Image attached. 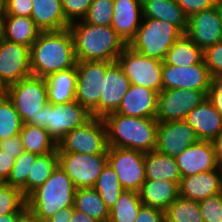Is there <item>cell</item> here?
<instances>
[{"label": "cell", "instance_id": "11", "mask_svg": "<svg viewBox=\"0 0 222 222\" xmlns=\"http://www.w3.org/2000/svg\"><path fill=\"white\" fill-rule=\"evenodd\" d=\"M58 164L70 177L76 189L94 187L107 164V154L58 152Z\"/></svg>", "mask_w": 222, "mask_h": 222}, {"label": "cell", "instance_id": "29", "mask_svg": "<svg viewBox=\"0 0 222 222\" xmlns=\"http://www.w3.org/2000/svg\"><path fill=\"white\" fill-rule=\"evenodd\" d=\"M146 179L169 180L180 184L181 173L174 157L157 150L144 153Z\"/></svg>", "mask_w": 222, "mask_h": 222}, {"label": "cell", "instance_id": "50", "mask_svg": "<svg viewBox=\"0 0 222 222\" xmlns=\"http://www.w3.org/2000/svg\"><path fill=\"white\" fill-rule=\"evenodd\" d=\"M74 209V206L61 209L57 211L53 217L49 218L45 222H70Z\"/></svg>", "mask_w": 222, "mask_h": 222}, {"label": "cell", "instance_id": "28", "mask_svg": "<svg viewBox=\"0 0 222 222\" xmlns=\"http://www.w3.org/2000/svg\"><path fill=\"white\" fill-rule=\"evenodd\" d=\"M41 30L30 17L5 16L0 35L2 38L27 47L36 41Z\"/></svg>", "mask_w": 222, "mask_h": 222}, {"label": "cell", "instance_id": "33", "mask_svg": "<svg viewBox=\"0 0 222 222\" xmlns=\"http://www.w3.org/2000/svg\"><path fill=\"white\" fill-rule=\"evenodd\" d=\"M142 205L137 192L124 190L109 209L108 222H134Z\"/></svg>", "mask_w": 222, "mask_h": 222}, {"label": "cell", "instance_id": "10", "mask_svg": "<svg viewBox=\"0 0 222 222\" xmlns=\"http://www.w3.org/2000/svg\"><path fill=\"white\" fill-rule=\"evenodd\" d=\"M117 62L131 84L144 86L157 93L162 91L163 61L142 55L127 45Z\"/></svg>", "mask_w": 222, "mask_h": 222}, {"label": "cell", "instance_id": "3", "mask_svg": "<svg viewBox=\"0 0 222 222\" xmlns=\"http://www.w3.org/2000/svg\"><path fill=\"white\" fill-rule=\"evenodd\" d=\"M108 147L148 153L156 150L158 121L111 112L103 117Z\"/></svg>", "mask_w": 222, "mask_h": 222}, {"label": "cell", "instance_id": "7", "mask_svg": "<svg viewBox=\"0 0 222 222\" xmlns=\"http://www.w3.org/2000/svg\"><path fill=\"white\" fill-rule=\"evenodd\" d=\"M3 92L12 101L23 123L37 126V115L48 103L45 78L31 75L9 85Z\"/></svg>", "mask_w": 222, "mask_h": 222}, {"label": "cell", "instance_id": "35", "mask_svg": "<svg viewBox=\"0 0 222 222\" xmlns=\"http://www.w3.org/2000/svg\"><path fill=\"white\" fill-rule=\"evenodd\" d=\"M93 188L98 192L109 209L112 208L119 199L120 194L124 191L116 172L108 162L97 178Z\"/></svg>", "mask_w": 222, "mask_h": 222}, {"label": "cell", "instance_id": "44", "mask_svg": "<svg viewBox=\"0 0 222 222\" xmlns=\"http://www.w3.org/2000/svg\"><path fill=\"white\" fill-rule=\"evenodd\" d=\"M177 3L188 18L195 13L217 6V0H177Z\"/></svg>", "mask_w": 222, "mask_h": 222}, {"label": "cell", "instance_id": "46", "mask_svg": "<svg viewBox=\"0 0 222 222\" xmlns=\"http://www.w3.org/2000/svg\"><path fill=\"white\" fill-rule=\"evenodd\" d=\"M207 100L222 116V77H211Z\"/></svg>", "mask_w": 222, "mask_h": 222}, {"label": "cell", "instance_id": "6", "mask_svg": "<svg viewBox=\"0 0 222 222\" xmlns=\"http://www.w3.org/2000/svg\"><path fill=\"white\" fill-rule=\"evenodd\" d=\"M91 118V113L77 101L47 103L37 115V126L44 127L58 144L68 132L83 126Z\"/></svg>", "mask_w": 222, "mask_h": 222}, {"label": "cell", "instance_id": "17", "mask_svg": "<svg viewBox=\"0 0 222 222\" xmlns=\"http://www.w3.org/2000/svg\"><path fill=\"white\" fill-rule=\"evenodd\" d=\"M197 141L195 130L184 120L158 122L156 150L162 154L175 158Z\"/></svg>", "mask_w": 222, "mask_h": 222}, {"label": "cell", "instance_id": "48", "mask_svg": "<svg viewBox=\"0 0 222 222\" xmlns=\"http://www.w3.org/2000/svg\"><path fill=\"white\" fill-rule=\"evenodd\" d=\"M0 150L17 159L24 151L20 135L0 141Z\"/></svg>", "mask_w": 222, "mask_h": 222}, {"label": "cell", "instance_id": "38", "mask_svg": "<svg viewBox=\"0 0 222 222\" xmlns=\"http://www.w3.org/2000/svg\"><path fill=\"white\" fill-rule=\"evenodd\" d=\"M37 154L23 151L22 154L15 159L8 180L5 182L10 186L19 188L22 194L27 197V178L32 169V160H36Z\"/></svg>", "mask_w": 222, "mask_h": 222}, {"label": "cell", "instance_id": "14", "mask_svg": "<svg viewBox=\"0 0 222 222\" xmlns=\"http://www.w3.org/2000/svg\"><path fill=\"white\" fill-rule=\"evenodd\" d=\"M31 76L30 48L0 38V91Z\"/></svg>", "mask_w": 222, "mask_h": 222}, {"label": "cell", "instance_id": "32", "mask_svg": "<svg viewBox=\"0 0 222 222\" xmlns=\"http://www.w3.org/2000/svg\"><path fill=\"white\" fill-rule=\"evenodd\" d=\"M74 208L98 222L109 221V208L93 187L76 189Z\"/></svg>", "mask_w": 222, "mask_h": 222}, {"label": "cell", "instance_id": "13", "mask_svg": "<svg viewBox=\"0 0 222 222\" xmlns=\"http://www.w3.org/2000/svg\"><path fill=\"white\" fill-rule=\"evenodd\" d=\"M207 92L179 88L162 90L158 94L155 119L158 122L184 120L193 108L207 99Z\"/></svg>", "mask_w": 222, "mask_h": 222}, {"label": "cell", "instance_id": "25", "mask_svg": "<svg viewBox=\"0 0 222 222\" xmlns=\"http://www.w3.org/2000/svg\"><path fill=\"white\" fill-rule=\"evenodd\" d=\"M31 19L41 31H58L68 29L61 0H32Z\"/></svg>", "mask_w": 222, "mask_h": 222}, {"label": "cell", "instance_id": "5", "mask_svg": "<svg viewBox=\"0 0 222 222\" xmlns=\"http://www.w3.org/2000/svg\"><path fill=\"white\" fill-rule=\"evenodd\" d=\"M134 38L128 46L149 58L163 61L167 51L183 34L176 26L153 18H142Z\"/></svg>", "mask_w": 222, "mask_h": 222}, {"label": "cell", "instance_id": "21", "mask_svg": "<svg viewBox=\"0 0 222 222\" xmlns=\"http://www.w3.org/2000/svg\"><path fill=\"white\" fill-rule=\"evenodd\" d=\"M158 94L144 86L131 84L115 113L140 118H155Z\"/></svg>", "mask_w": 222, "mask_h": 222}, {"label": "cell", "instance_id": "26", "mask_svg": "<svg viewBox=\"0 0 222 222\" xmlns=\"http://www.w3.org/2000/svg\"><path fill=\"white\" fill-rule=\"evenodd\" d=\"M45 80L48 103L64 104L76 101V67L52 73Z\"/></svg>", "mask_w": 222, "mask_h": 222}, {"label": "cell", "instance_id": "4", "mask_svg": "<svg viewBox=\"0 0 222 222\" xmlns=\"http://www.w3.org/2000/svg\"><path fill=\"white\" fill-rule=\"evenodd\" d=\"M76 188L58 164L51 176L26 197V206L39 222H45L61 209L74 206Z\"/></svg>", "mask_w": 222, "mask_h": 222}, {"label": "cell", "instance_id": "37", "mask_svg": "<svg viewBox=\"0 0 222 222\" xmlns=\"http://www.w3.org/2000/svg\"><path fill=\"white\" fill-rule=\"evenodd\" d=\"M166 222H204L198 201L179 196L165 211Z\"/></svg>", "mask_w": 222, "mask_h": 222}, {"label": "cell", "instance_id": "49", "mask_svg": "<svg viewBox=\"0 0 222 222\" xmlns=\"http://www.w3.org/2000/svg\"><path fill=\"white\" fill-rule=\"evenodd\" d=\"M14 164L15 158L0 150V183H5L8 180Z\"/></svg>", "mask_w": 222, "mask_h": 222}, {"label": "cell", "instance_id": "40", "mask_svg": "<svg viewBox=\"0 0 222 222\" xmlns=\"http://www.w3.org/2000/svg\"><path fill=\"white\" fill-rule=\"evenodd\" d=\"M113 13V0H93L83 20L92 25L111 27Z\"/></svg>", "mask_w": 222, "mask_h": 222}, {"label": "cell", "instance_id": "20", "mask_svg": "<svg viewBox=\"0 0 222 222\" xmlns=\"http://www.w3.org/2000/svg\"><path fill=\"white\" fill-rule=\"evenodd\" d=\"M221 192L222 171L218 168L181 177L179 184V196L198 202Z\"/></svg>", "mask_w": 222, "mask_h": 222}, {"label": "cell", "instance_id": "8", "mask_svg": "<svg viewBox=\"0 0 222 222\" xmlns=\"http://www.w3.org/2000/svg\"><path fill=\"white\" fill-rule=\"evenodd\" d=\"M114 62H77L76 101L85 107L92 117L99 118V100L103 94V76Z\"/></svg>", "mask_w": 222, "mask_h": 222}, {"label": "cell", "instance_id": "52", "mask_svg": "<svg viewBox=\"0 0 222 222\" xmlns=\"http://www.w3.org/2000/svg\"><path fill=\"white\" fill-rule=\"evenodd\" d=\"M70 222H98L95 219L87 216L85 213L74 209Z\"/></svg>", "mask_w": 222, "mask_h": 222}, {"label": "cell", "instance_id": "30", "mask_svg": "<svg viewBox=\"0 0 222 222\" xmlns=\"http://www.w3.org/2000/svg\"><path fill=\"white\" fill-rule=\"evenodd\" d=\"M163 62L178 67H189L204 62V51L186 34H182L167 51Z\"/></svg>", "mask_w": 222, "mask_h": 222}, {"label": "cell", "instance_id": "34", "mask_svg": "<svg viewBox=\"0 0 222 222\" xmlns=\"http://www.w3.org/2000/svg\"><path fill=\"white\" fill-rule=\"evenodd\" d=\"M58 165V151L38 155L32 160V169L27 178V196L42 185Z\"/></svg>", "mask_w": 222, "mask_h": 222}, {"label": "cell", "instance_id": "24", "mask_svg": "<svg viewBox=\"0 0 222 222\" xmlns=\"http://www.w3.org/2000/svg\"><path fill=\"white\" fill-rule=\"evenodd\" d=\"M138 194L143 205L165 212L168 206L179 197V184L169 180L146 179Z\"/></svg>", "mask_w": 222, "mask_h": 222}, {"label": "cell", "instance_id": "1", "mask_svg": "<svg viewBox=\"0 0 222 222\" xmlns=\"http://www.w3.org/2000/svg\"><path fill=\"white\" fill-rule=\"evenodd\" d=\"M73 37L69 29L41 31L30 47L31 75L46 78L52 73L76 67Z\"/></svg>", "mask_w": 222, "mask_h": 222}, {"label": "cell", "instance_id": "23", "mask_svg": "<svg viewBox=\"0 0 222 222\" xmlns=\"http://www.w3.org/2000/svg\"><path fill=\"white\" fill-rule=\"evenodd\" d=\"M184 121L202 141L212 142L222 132V116L207 99L193 108Z\"/></svg>", "mask_w": 222, "mask_h": 222}, {"label": "cell", "instance_id": "39", "mask_svg": "<svg viewBox=\"0 0 222 222\" xmlns=\"http://www.w3.org/2000/svg\"><path fill=\"white\" fill-rule=\"evenodd\" d=\"M26 209V197L22 191L6 183H0V215L23 213Z\"/></svg>", "mask_w": 222, "mask_h": 222}, {"label": "cell", "instance_id": "56", "mask_svg": "<svg viewBox=\"0 0 222 222\" xmlns=\"http://www.w3.org/2000/svg\"><path fill=\"white\" fill-rule=\"evenodd\" d=\"M217 7L222 12V0H217Z\"/></svg>", "mask_w": 222, "mask_h": 222}, {"label": "cell", "instance_id": "9", "mask_svg": "<svg viewBox=\"0 0 222 222\" xmlns=\"http://www.w3.org/2000/svg\"><path fill=\"white\" fill-rule=\"evenodd\" d=\"M107 130L103 118L92 117L83 126L68 132L58 143V152L107 154Z\"/></svg>", "mask_w": 222, "mask_h": 222}, {"label": "cell", "instance_id": "41", "mask_svg": "<svg viewBox=\"0 0 222 222\" xmlns=\"http://www.w3.org/2000/svg\"><path fill=\"white\" fill-rule=\"evenodd\" d=\"M204 222H222V192L199 201Z\"/></svg>", "mask_w": 222, "mask_h": 222}, {"label": "cell", "instance_id": "16", "mask_svg": "<svg viewBox=\"0 0 222 222\" xmlns=\"http://www.w3.org/2000/svg\"><path fill=\"white\" fill-rule=\"evenodd\" d=\"M185 34L203 51L222 41L221 12L218 7L191 15Z\"/></svg>", "mask_w": 222, "mask_h": 222}, {"label": "cell", "instance_id": "22", "mask_svg": "<svg viewBox=\"0 0 222 222\" xmlns=\"http://www.w3.org/2000/svg\"><path fill=\"white\" fill-rule=\"evenodd\" d=\"M113 3L111 27L128 45L141 24L139 18H143L142 0H113Z\"/></svg>", "mask_w": 222, "mask_h": 222}, {"label": "cell", "instance_id": "42", "mask_svg": "<svg viewBox=\"0 0 222 222\" xmlns=\"http://www.w3.org/2000/svg\"><path fill=\"white\" fill-rule=\"evenodd\" d=\"M93 0H61L66 20L71 24L77 19L83 20Z\"/></svg>", "mask_w": 222, "mask_h": 222}, {"label": "cell", "instance_id": "47", "mask_svg": "<svg viewBox=\"0 0 222 222\" xmlns=\"http://www.w3.org/2000/svg\"><path fill=\"white\" fill-rule=\"evenodd\" d=\"M163 210L142 205L134 222H164Z\"/></svg>", "mask_w": 222, "mask_h": 222}, {"label": "cell", "instance_id": "55", "mask_svg": "<svg viewBox=\"0 0 222 222\" xmlns=\"http://www.w3.org/2000/svg\"><path fill=\"white\" fill-rule=\"evenodd\" d=\"M6 16V0H0V30Z\"/></svg>", "mask_w": 222, "mask_h": 222}, {"label": "cell", "instance_id": "36", "mask_svg": "<svg viewBox=\"0 0 222 222\" xmlns=\"http://www.w3.org/2000/svg\"><path fill=\"white\" fill-rule=\"evenodd\" d=\"M23 121L12 101L0 91V141L19 135Z\"/></svg>", "mask_w": 222, "mask_h": 222}, {"label": "cell", "instance_id": "43", "mask_svg": "<svg viewBox=\"0 0 222 222\" xmlns=\"http://www.w3.org/2000/svg\"><path fill=\"white\" fill-rule=\"evenodd\" d=\"M204 62L211 77H222V41L204 51Z\"/></svg>", "mask_w": 222, "mask_h": 222}, {"label": "cell", "instance_id": "53", "mask_svg": "<svg viewBox=\"0 0 222 222\" xmlns=\"http://www.w3.org/2000/svg\"><path fill=\"white\" fill-rule=\"evenodd\" d=\"M15 222H39V220L35 217V215L26 209Z\"/></svg>", "mask_w": 222, "mask_h": 222}, {"label": "cell", "instance_id": "19", "mask_svg": "<svg viewBox=\"0 0 222 222\" xmlns=\"http://www.w3.org/2000/svg\"><path fill=\"white\" fill-rule=\"evenodd\" d=\"M131 83L118 62H114L103 76V94L99 100V118L115 112Z\"/></svg>", "mask_w": 222, "mask_h": 222}, {"label": "cell", "instance_id": "51", "mask_svg": "<svg viewBox=\"0 0 222 222\" xmlns=\"http://www.w3.org/2000/svg\"><path fill=\"white\" fill-rule=\"evenodd\" d=\"M212 142L215 149L216 167L222 171V132Z\"/></svg>", "mask_w": 222, "mask_h": 222}, {"label": "cell", "instance_id": "2", "mask_svg": "<svg viewBox=\"0 0 222 222\" xmlns=\"http://www.w3.org/2000/svg\"><path fill=\"white\" fill-rule=\"evenodd\" d=\"M72 34L77 62H116L127 44L110 26L92 25L84 20L73 22L68 28Z\"/></svg>", "mask_w": 222, "mask_h": 222}, {"label": "cell", "instance_id": "15", "mask_svg": "<svg viewBox=\"0 0 222 222\" xmlns=\"http://www.w3.org/2000/svg\"><path fill=\"white\" fill-rule=\"evenodd\" d=\"M211 75L205 62L178 67L163 62L162 90L191 89L208 91Z\"/></svg>", "mask_w": 222, "mask_h": 222}, {"label": "cell", "instance_id": "54", "mask_svg": "<svg viewBox=\"0 0 222 222\" xmlns=\"http://www.w3.org/2000/svg\"><path fill=\"white\" fill-rule=\"evenodd\" d=\"M22 213H7L0 215V222H15Z\"/></svg>", "mask_w": 222, "mask_h": 222}, {"label": "cell", "instance_id": "45", "mask_svg": "<svg viewBox=\"0 0 222 222\" xmlns=\"http://www.w3.org/2000/svg\"><path fill=\"white\" fill-rule=\"evenodd\" d=\"M32 0H6V16L31 17Z\"/></svg>", "mask_w": 222, "mask_h": 222}, {"label": "cell", "instance_id": "12", "mask_svg": "<svg viewBox=\"0 0 222 222\" xmlns=\"http://www.w3.org/2000/svg\"><path fill=\"white\" fill-rule=\"evenodd\" d=\"M107 162L117 174L124 190L139 192L146 180L144 153L136 150L108 147Z\"/></svg>", "mask_w": 222, "mask_h": 222}, {"label": "cell", "instance_id": "27", "mask_svg": "<svg viewBox=\"0 0 222 222\" xmlns=\"http://www.w3.org/2000/svg\"><path fill=\"white\" fill-rule=\"evenodd\" d=\"M142 10L143 18L166 21L185 34L188 17L178 5L177 0H142Z\"/></svg>", "mask_w": 222, "mask_h": 222}, {"label": "cell", "instance_id": "18", "mask_svg": "<svg viewBox=\"0 0 222 222\" xmlns=\"http://www.w3.org/2000/svg\"><path fill=\"white\" fill-rule=\"evenodd\" d=\"M181 177L217 169L213 142L199 140L175 157Z\"/></svg>", "mask_w": 222, "mask_h": 222}, {"label": "cell", "instance_id": "31", "mask_svg": "<svg viewBox=\"0 0 222 222\" xmlns=\"http://www.w3.org/2000/svg\"><path fill=\"white\" fill-rule=\"evenodd\" d=\"M19 135L24 151L42 155L58 150V144L44 127L23 123Z\"/></svg>", "mask_w": 222, "mask_h": 222}]
</instances>
